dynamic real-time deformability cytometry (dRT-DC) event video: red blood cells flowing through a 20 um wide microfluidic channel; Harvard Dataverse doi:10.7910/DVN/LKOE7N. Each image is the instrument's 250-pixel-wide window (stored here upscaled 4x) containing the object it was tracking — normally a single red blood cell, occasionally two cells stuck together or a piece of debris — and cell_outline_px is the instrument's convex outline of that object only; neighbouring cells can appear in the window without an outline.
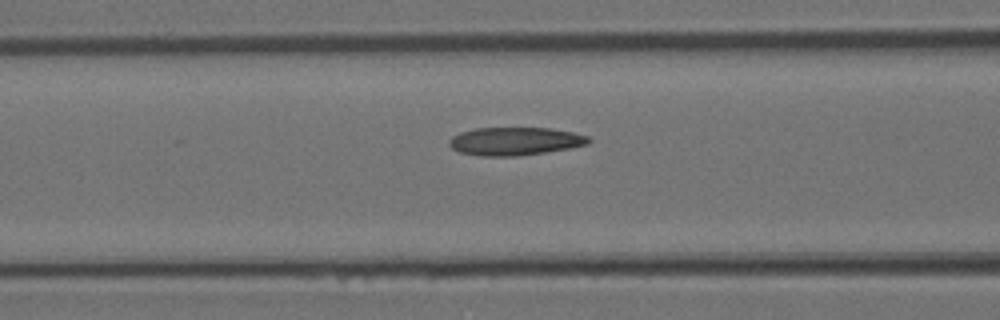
{"species": "Egyptian fruit bat (a non-hibernating species)", "species_latin": "Rousettus aegyptiacus", "temperature_condition": "room temperature", "stored_images_in_passage": 5, "camera_frame_rate_fps": 3000, "um_per_image_px": 0.085, "animal": {"sex": "female"}, "frame": {"image": 1, "passage_image": 5, "time_ms": 1.333, "image_size_px": [1000, 320], "cell_outline_px": [[592, 140], [588, 144], [568, 148], [544, 152], [516, 156], [480, 156], [460, 152], [452, 148], [448, 144], [448, 140], [452, 136], [460, 132], [476, 128], [552, 128], [572, 132], [588, 136]], "centroid_in_image_um": [43.75, 12.0], "position_along_channel_um": 122.8, "area_um2": 22.77}}